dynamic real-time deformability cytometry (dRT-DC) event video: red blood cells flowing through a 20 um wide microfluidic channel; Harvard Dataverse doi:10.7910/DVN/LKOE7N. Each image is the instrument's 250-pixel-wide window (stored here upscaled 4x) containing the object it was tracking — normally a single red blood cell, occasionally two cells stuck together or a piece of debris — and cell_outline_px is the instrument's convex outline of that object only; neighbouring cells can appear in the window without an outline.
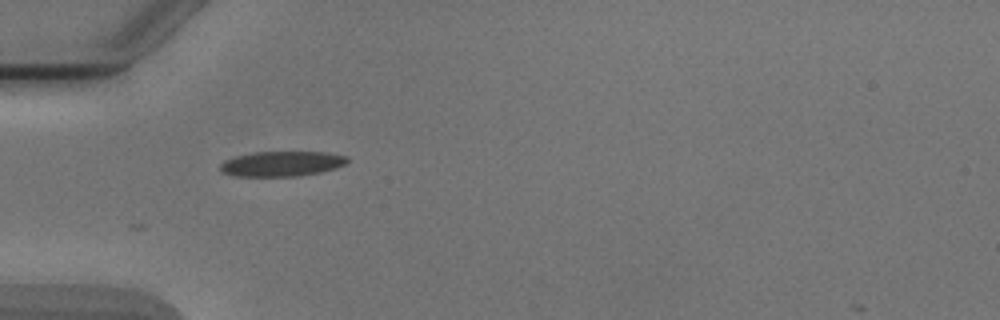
{"species": "Egyptian fruit bat (a non-hibernating species)", "species_latin": "Rousettus aegyptiacus", "temperature_condition": "cold", "stored_images_in_passage": 6, "camera_frame_rate_fps": 3000, "um_per_image_px": 0.085, "animal": {"sex": "male"}, "frame": {"image": 1, "passage_image": 2, "time_ms": 1.333, "image_size_px": [1000, 320], "cell_outline_px": [[348, 160], [344, 164], [320, 172], [292, 176], [236, 176], [224, 172], [220, 168], [220, 164], [224, 160], [236, 156], [256, 152], [324, 152], [348, 156]], "centroid_in_image_um": [23.93, 13.91], "position_along_channel_um": 61.1, "area_um2": 18.21}}
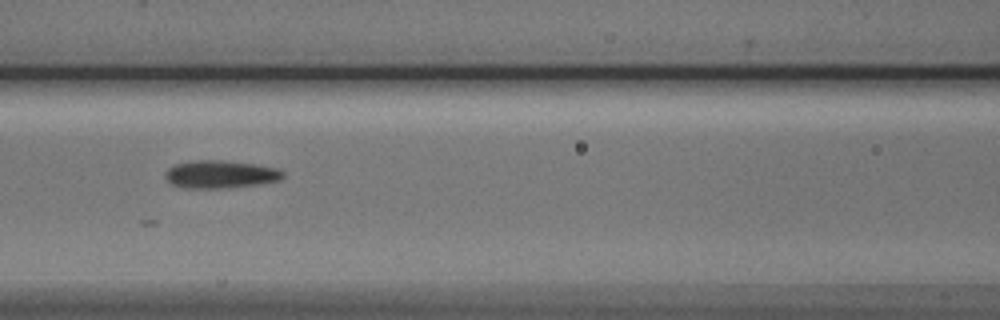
{"frame": {"image": 2, "passage_image": 4, "time_ms": 3.667, "image_size_px": [1000, 320], "cell_outline_px": [[284, 176], [280, 180], [256, 184], [224, 188], [184, 188], [168, 184], [164, 176], [164, 172], [168, 168], [176, 164], [192, 160], [220, 160], [252, 164], [276, 168], [284, 172]], "centroid_in_image_um": [18.65, 14.82], "position_along_channel_um": 147.9, "area_um2": 19.07}}
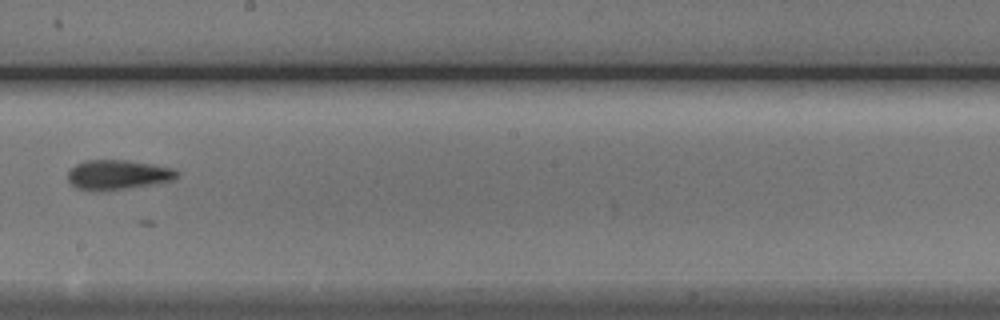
{"frame": {"image": 3, "passage_image": 6, "time_ms": 6.0, "image_size_px": [1000, 320], "cell_outline_px": [[180, 172], [172, 180], [152, 184], [104, 192], [96, 192], [76, 188], [68, 180], [68, 172], [76, 164], [84, 160], [128, 160], [152, 164], [172, 168]], "centroid_in_image_um": [9.98, 14.86], "position_along_channel_um": 238.2, "area_um2": 19.02}}